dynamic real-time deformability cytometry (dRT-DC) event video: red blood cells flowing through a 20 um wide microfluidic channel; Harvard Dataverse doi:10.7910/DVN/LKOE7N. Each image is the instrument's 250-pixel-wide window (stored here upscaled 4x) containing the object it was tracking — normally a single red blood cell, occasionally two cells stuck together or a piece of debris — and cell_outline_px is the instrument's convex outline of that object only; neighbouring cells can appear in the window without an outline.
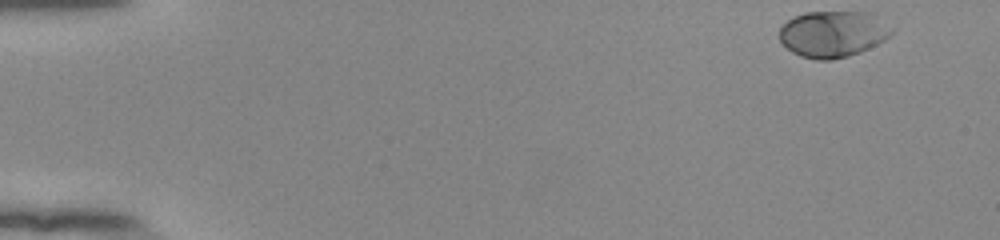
{"species": "human", "species_latin": "Homo sapiens", "temperature_condition": "room temperature", "stored_images_in_passage": 51, "camera_frame_rate_fps": 3000, "um_per_image_px": 0.085, "donor": {"sex": "female"}, "frame": {"image": 1, "passage_image": 1, "time_ms": 0.0, "image_size_px": [1000, 240], "cell_outline_px": [[892, 32], [884, 40], [860, 52], [848, 56], [832, 60], [816, 60], [800, 56], [792, 52], [780, 40], [780, 28], [792, 16], [804, 12], [872, 12], [892, 28]], "centroid_in_image_um": [70.78, 2.88], "position_along_channel_um": 14.2, "area_um2": 30.29}}
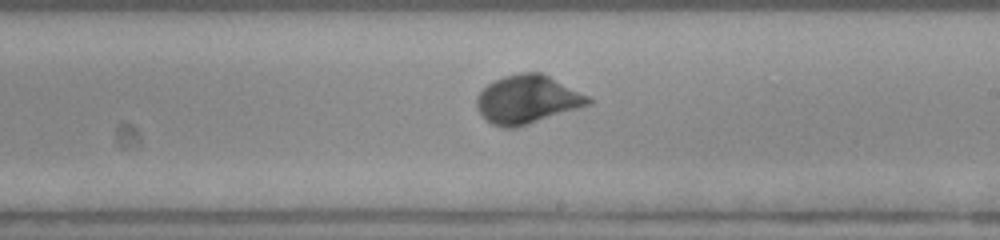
{"frame": {"image": 2, "passage_image": 30, "time_ms": 9.667, "image_size_px": [1000, 240], "cell_outline_px": [[592, 104], [516, 128], [504, 128], [492, 124], [476, 108], [476, 96], [488, 84], [504, 76], [520, 72], [540, 72], [592, 96]], "centroid_in_image_um": [44.86, 8.45], "position_along_channel_um": 244.1, "area_um2": 31.56}}
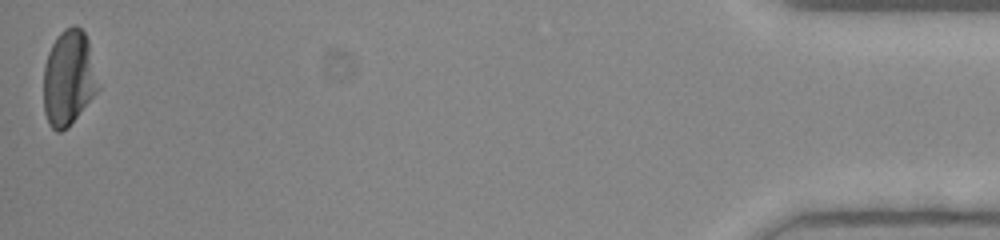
{"frame": {"image": 3, "passage_image": 51, "time_ms": 16.667, "image_size_px": [1000, 240], "cell_outline_px": [[100, 88], [68, 128], [60, 132], [56, 132], [48, 124], [44, 112], [44, 64], [48, 52], [56, 36], [64, 28], [72, 24], [76, 24], [84, 32], [88, 40]], "centroid_in_image_um": [5.82, 6.63], "position_along_channel_um": 429.4, "area_um2": 30.63}, "authors_computed_cell_mechanics": {"area_um2": 29.2468, "velocity_mm_per_s": 3.8701, "shape_relaxation_time_tau1_ms": 2.3195, "shape_relaxation_time_tau2_ms": null, "deformation_change_tau1": 0.1559, "deformation_change_tau2": null}}